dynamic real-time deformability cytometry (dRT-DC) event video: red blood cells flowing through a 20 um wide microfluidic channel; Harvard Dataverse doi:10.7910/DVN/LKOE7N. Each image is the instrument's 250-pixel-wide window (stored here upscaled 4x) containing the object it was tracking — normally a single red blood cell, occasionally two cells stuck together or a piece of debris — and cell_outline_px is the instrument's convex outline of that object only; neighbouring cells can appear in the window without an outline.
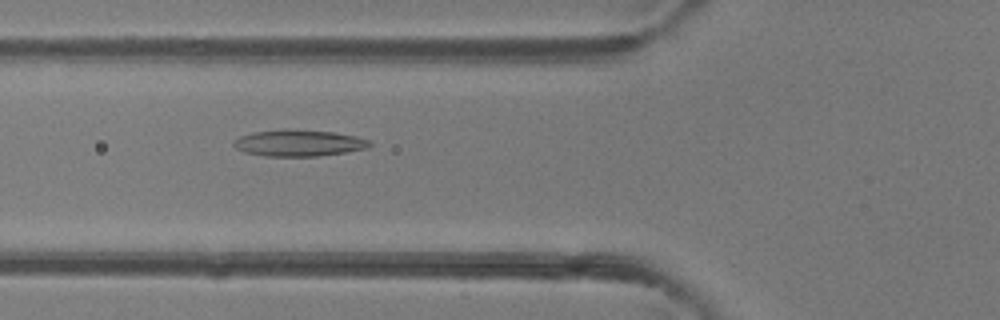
{"species": "common noctule bat (a hibernating species)", "species_latin": "Nyctalus noctula", "temperature_condition": "room temperature", "stored_images_in_passage": 48, "camera_frame_rate_fps": 3000, "um_per_image_px": 0.085, "animal": {"sex": "female"}, "frame": {"image": 1, "passage_image": 18, "time_ms": 5.667, "image_size_px": [1000, 320], "cell_outline_px": [[372, 144], [368, 148], [344, 152], [316, 156], [264, 156], [244, 152], [236, 148], [232, 144], [232, 140], [240, 136], [252, 132], [288, 128], [292, 128], [336, 132], [356, 136], [372, 140]], "centroid_in_image_um": [25.39, 12.13], "position_along_channel_um": 100.4, "area_um2": 21.39}}
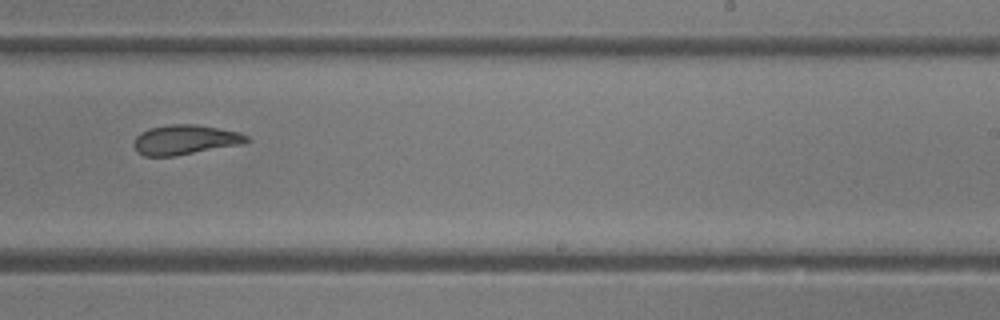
{"frame": {"image": 2, "passage_image": 30, "time_ms": 9.667, "image_size_px": [1000, 320], "cell_outline_px": [[252, 140], [240, 144], [176, 156], [144, 156], [136, 152], [132, 144], [136, 136], [140, 132], [148, 128], [168, 124], [196, 124], [240, 132], [248, 136]], "centroid_in_image_um": [15.69, 11.87], "position_along_channel_um": 273.3, "area_um2": 19.77}}
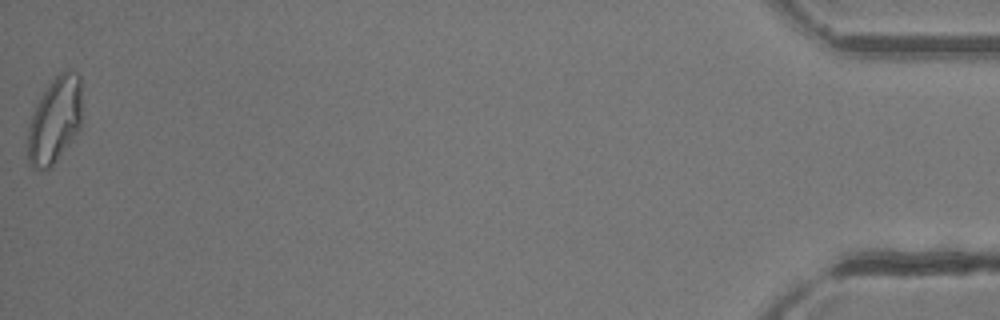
{"frame": {"image": 3, "passage_image": 48, "time_ms": 15.667, "image_size_px": [1000, 320], "cell_outline_px": [[80, 132], [56, 160], [44, 172], [40, 172], [32, 168], [28, 164], [28, 128], [36, 104], [48, 84], [64, 68], [68, 68], [76, 72], [80, 76]], "centroid_in_image_um": [4.65, 10.23], "position_along_channel_um": 430.5, "area_um2": 27.51}, "authors_computed_cell_mechanics": {"area_um2": 21.6461, "velocity_mm_per_s": 4.318, "shape_relaxation_time_tau1_ms": 9.6029, "shape_relaxation_time_tau2_ms": 1.7157, "deformation_change_tau1": 0.2601, "deformation_change_tau2": 0.0955}}